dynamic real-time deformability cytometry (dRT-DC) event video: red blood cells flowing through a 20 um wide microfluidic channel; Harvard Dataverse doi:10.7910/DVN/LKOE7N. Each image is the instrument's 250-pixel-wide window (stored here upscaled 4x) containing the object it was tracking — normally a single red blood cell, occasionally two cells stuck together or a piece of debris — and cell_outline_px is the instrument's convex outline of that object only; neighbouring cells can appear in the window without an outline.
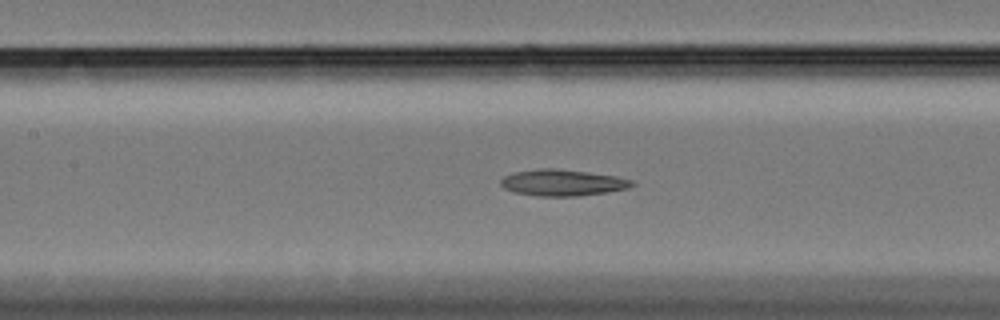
{"species": "Egyptian fruit bat (a non-hibernating species)", "species_latin": "Rousettus aegyptiacus", "temperature_condition": "cold", "stored_images_in_passage": 56, "camera_frame_rate_fps": 3000, "um_per_image_px": 0.085, "animal": {"sex": "female"}, "frame": {"image": 1, "passage_image": 24, "time_ms": 7.667, "image_size_px": [1000, 320], "cell_outline_px": [[636, 184], [628, 188], [580, 196], [536, 196], [512, 192], [504, 188], [500, 184], [500, 180], [504, 176], [512, 172], [540, 168], [556, 168], [588, 172], [616, 176], [632, 180]], "centroid_in_image_um": [47.77, 15.52], "position_along_channel_um": 159.6, "area_um2": 20.29}}
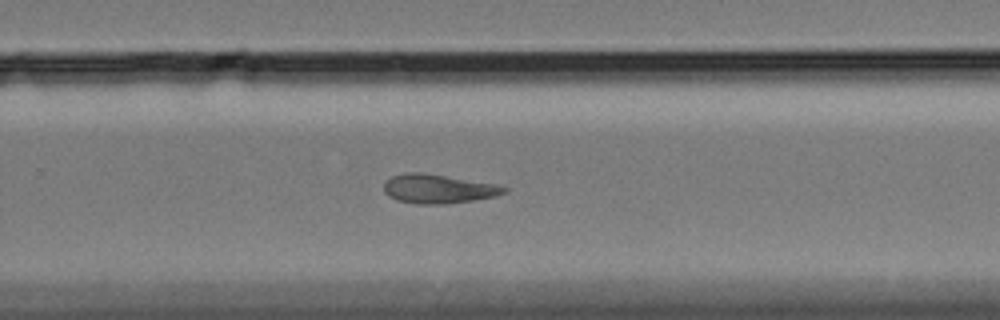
{"frame": {"image": 2, "passage_image": 36, "time_ms": 11.667, "image_size_px": [1000, 320], "cell_outline_px": [[508, 192], [496, 196], [472, 200], [444, 204], [416, 204], [396, 200], [388, 196], [384, 192], [384, 180], [392, 176], [404, 172], [424, 172], [496, 184], [508, 188]], "centroid_in_image_um": [37.21, 16.04], "position_along_channel_um": 292.6, "area_um2": 20.58}}
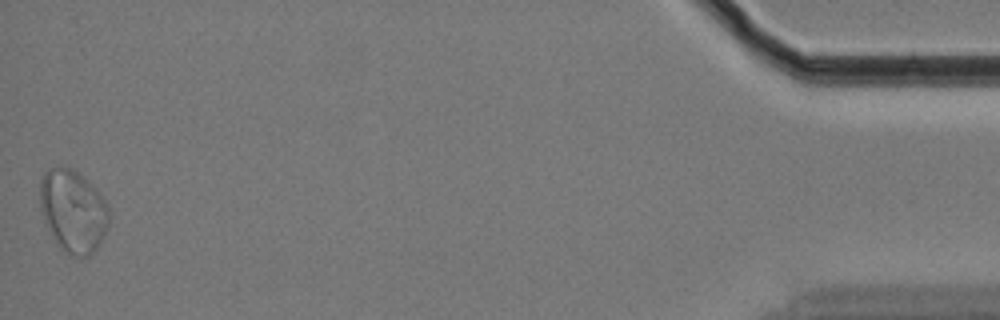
{"frame": {"image": 3, "passage_image": 56, "time_ms": 18.333, "image_size_px": [1000, 320], "cell_outline_px": [[108, 224], [96, 248], [88, 256], [72, 256], [60, 248], [56, 244], [40, 208], [40, 180], [44, 172], [52, 168], [72, 168], [104, 200], [108, 208]], "centroid_in_image_um": [6.17, 17.96], "position_along_channel_um": 429.0, "area_um2": 32.08}}